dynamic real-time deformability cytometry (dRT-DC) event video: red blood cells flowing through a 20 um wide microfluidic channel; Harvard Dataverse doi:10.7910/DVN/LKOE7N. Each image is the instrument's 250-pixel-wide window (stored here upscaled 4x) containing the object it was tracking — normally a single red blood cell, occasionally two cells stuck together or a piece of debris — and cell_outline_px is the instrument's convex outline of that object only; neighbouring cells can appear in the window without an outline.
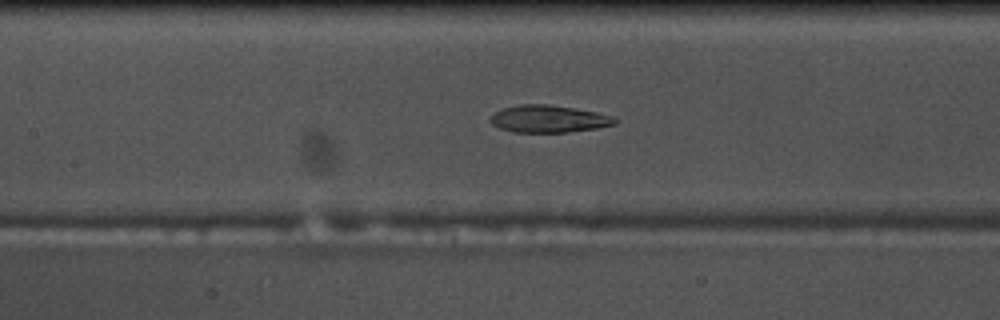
{"species": "common noctule bat (a hibernating species)", "species_latin": "Nyctalus noctula", "temperature_condition": "warm", "stored_images_in_passage": 44, "camera_frame_rate_fps": 3000, "um_per_image_px": 0.085, "animal": {"sex": "male", "body_mass_g": 17.5, "forearm_length_mm": 52.3}, "frame": {"image": 1, "passage_image": 14, "time_ms": 4.333, "image_size_px": [1000, 320], "cell_outline_px": [[616, 124], [596, 128], [568, 132], [516, 132], [500, 128], [492, 124], [488, 120], [496, 112], [504, 108], [520, 104], [548, 104], [576, 108], [596, 112], [612, 116], [616, 120]], "centroid_in_image_um": [46.64, 10.1], "position_along_channel_um": 160.8, "area_um2": 19.65}}
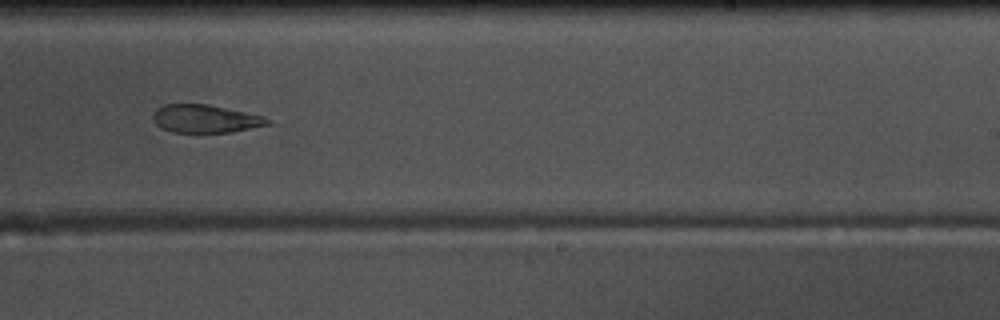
{"frame": {"image": 2, "passage_image": 23, "time_ms": 7.333, "image_size_px": [1000, 320], "cell_outline_px": [[272, 124], [228, 132], [172, 132], [160, 128], [152, 120], [152, 116], [156, 108], [164, 104], [208, 104], [244, 112], [260, 116], [268, 120]], "centroid_in_image_um": [17.36, 10.09], "position_along_channel_um": 271.6, "area_um2": 18.5}}
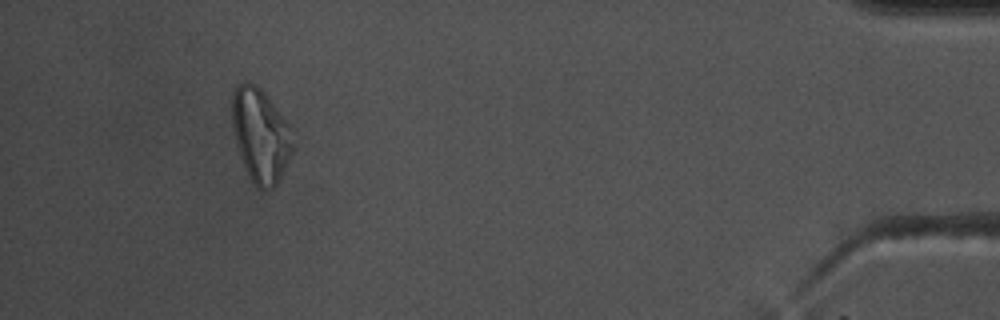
{"frame": {"image": 3, "passage_image": 40, "time_ms": 13.0, "image_size_px": [1000, 320], "cell_outline_px": [[292, 152], [280, 180], [276, 188], [264, 192], [248, 176], [236, 144], [232, 124], [232, 92], [236, 84], [244, 80], [256, 84], [268, 96], [288, 124], [292, 144]], "centroid_in_image_um": [22.12, 11.5], "position_along_channel_um": 413.1, "area_um2": 33.23}, "authors_computed_cell_mechanics": {"area_um2": 20.8947, "velocity_mm_per_s": 3.697, "shape_relaxation_time_tau1_ms": null, "shape_relaxation_time_tau2_ms": 3.4778, "deformation_change_tau1": null, "deformation_change_tau2": 0.101}}